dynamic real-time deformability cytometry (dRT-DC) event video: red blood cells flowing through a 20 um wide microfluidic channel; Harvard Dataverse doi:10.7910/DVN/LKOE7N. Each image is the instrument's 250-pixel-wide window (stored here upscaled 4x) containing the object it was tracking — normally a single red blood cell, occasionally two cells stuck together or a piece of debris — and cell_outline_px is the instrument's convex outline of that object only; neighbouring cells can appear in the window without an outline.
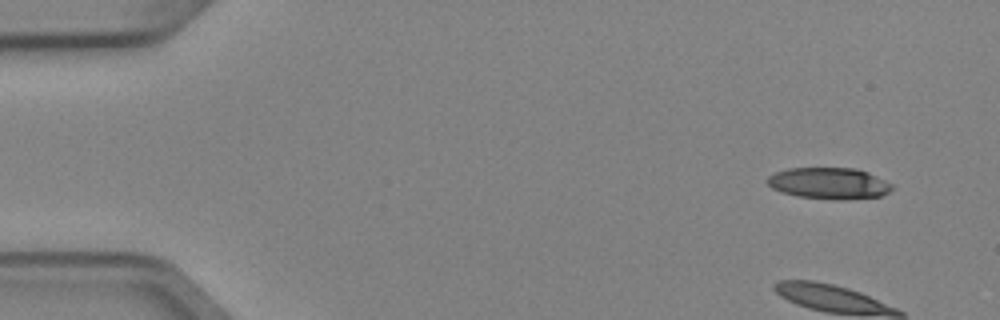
{"species": "Egyptian fruit bat (a non-hibernating species)", "species_latin": "Rousettus aegyptiacus", "temperature_condition": "cold", "stored_images_in_passage": 4, "camera_frame_rate_fps": 3000, "um_per_image_px": 0.085, "animal": {"sex": "female"}, "frame": {"image": 1, "passage_image": 1, "time_ms": 0.0, "image_size_px": [1000, 320], "cell_outline_px": [[892, 188], [888, 192], [880, 196], [844, 200], [836, 200], [796, 196], [780, 192], [772, 188], [764, 180], [768, 176], [776, 172], [788, 168], [856, 168], [868, 172], [892, 184]], "centroid_in_image_um": [70.42, 15.58], "position_along_channel_um": 14.6, "area_um2": 22.95}}